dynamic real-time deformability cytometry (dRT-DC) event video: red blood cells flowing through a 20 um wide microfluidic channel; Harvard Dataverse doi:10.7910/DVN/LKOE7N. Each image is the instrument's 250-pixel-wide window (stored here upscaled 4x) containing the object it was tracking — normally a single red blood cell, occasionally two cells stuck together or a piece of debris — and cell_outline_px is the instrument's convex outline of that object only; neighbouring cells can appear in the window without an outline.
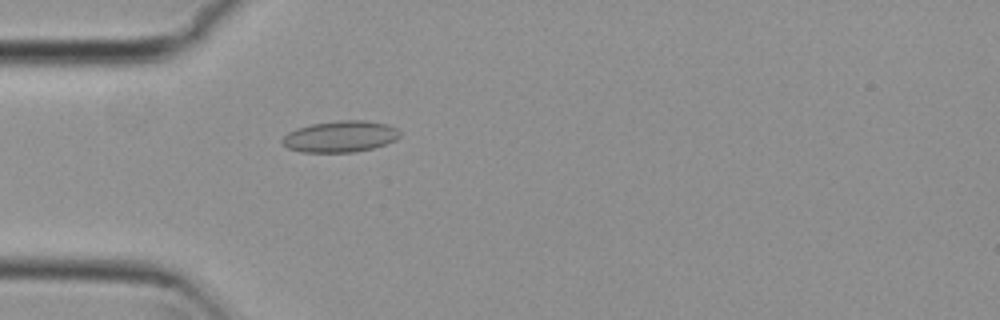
{"species": "common noctule bat (a hibernating species)", "species_latin": "Nyctalus noctula", "temperature_condition": "cold", "stored_images_in_passage": 7, "camera_frame_rate_fps": 3000, "um_per_image_px": 0.085, "animal": {"sex": "female", "body_mass_g": 29.2, "forearm_length_mm": 56.3}, "frame": {"image": 1, "passage_image": 7, "time_ms": 2.0, "image_size_px": [1000, 320], "cell_outline_px": [[400, 136], [396, 140], [372, 148], [352, 152], [300, 152], [288, 148], [280, 140], [288, 132], [296, 128], [312, 124], [340, 120], [364, 120], [388, 124], [396, 128], [400, 132]], "centroid_in_image_um": [28.92, 11.6], "position_along_channel_um": 56.1, "area_um2": 21.44}}